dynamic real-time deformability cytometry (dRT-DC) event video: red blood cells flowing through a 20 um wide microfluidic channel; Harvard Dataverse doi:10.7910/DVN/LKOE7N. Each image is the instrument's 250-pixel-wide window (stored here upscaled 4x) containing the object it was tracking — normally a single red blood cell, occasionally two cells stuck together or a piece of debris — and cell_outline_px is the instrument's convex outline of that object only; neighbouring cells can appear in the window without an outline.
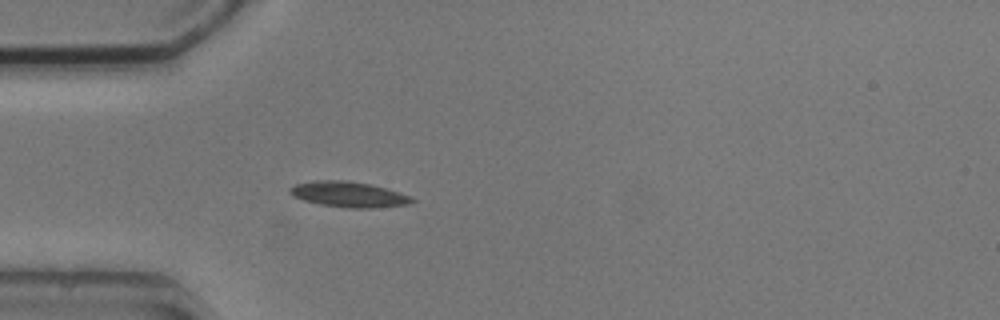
{"species": "common noctule bat (a hibernating species)", "species_latin": "Nyctalus noctula", "temperature_condition": "cold", "stored_images_in_passage": 3, "camera_frame_rate_fps": 3000, "um_per_image_px": 0.085, "animal": {"sex": "male", "body_mass_g": 20.5, "forearm_length_mm": 52.5}, "frame": {"image": 1, "passage_image": 3, "time_ms": 3.667, "image_size_px": [1000, 320], "cell_outline_px": [[416, 200], [408, 204], [372, 208], [348, 208], [320, 204], [304, 200], [292, 196], [288, 192], [288, 188], [296, 184], [312, 180], [348, 180], [372, 184], [408, 196]], "centroid_in_image_um": [29.56, 16.51], "position_along_channel_um": 55.4, "area_um2": 18.09}}